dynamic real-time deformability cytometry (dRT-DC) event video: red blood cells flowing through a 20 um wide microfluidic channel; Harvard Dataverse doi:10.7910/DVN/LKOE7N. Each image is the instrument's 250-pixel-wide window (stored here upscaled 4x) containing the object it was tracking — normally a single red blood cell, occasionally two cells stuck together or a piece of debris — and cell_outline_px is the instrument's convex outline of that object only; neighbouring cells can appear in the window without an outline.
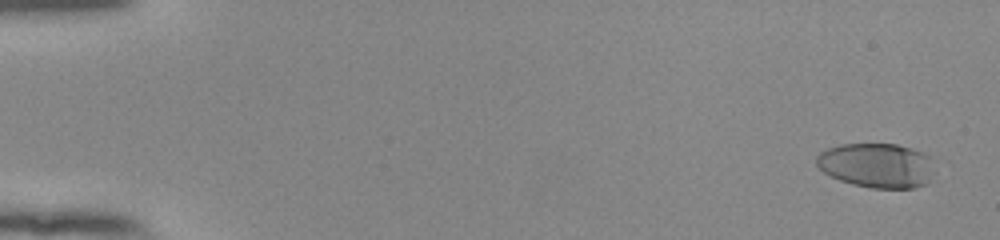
{"species": "human", "species_latin": "Homo sapiens", "temperature_condition": "room temperature", "stored_images_in_passage": 53, "camera_frame_rate_fps": 3000, "um_per_image_px": 0.085, "donor": {"sex": "female"}, "frame": {"image": 1, "passage_image": 1, "time_ms": 0.0, "image_size_px": [1000, 240], "cell_outline_px": [[928, 180], [924, 184], [912, 188], [872, 188], [852, 184], [840, 180], [824, 172], [816, 164], [816, 156], [820, 152], [828, 148], [840, 144], [896, 144], [920, 152], [928, 156]], "centroid_in_image_um": [74.4, 14.05], "position_along_channel_um": 10.6, "area_um2": 29.82}}
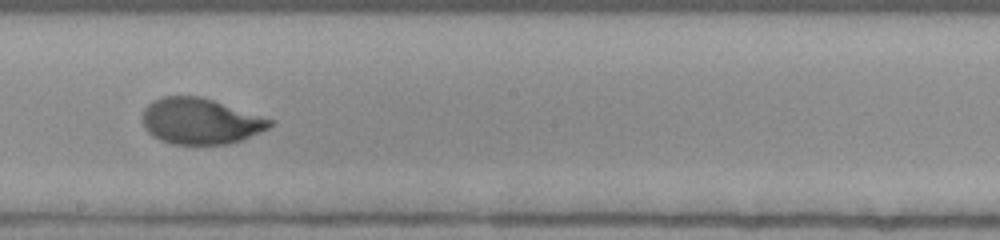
{"frame": {"image": 2, "passage_image": 31, "time_ms": 10.0, "image_size_px": [1000, 240], "cell_outline_px": [[272, 124], [268, 128], [260, 132], [240, 140], [228, 144], [172, 144], [160, 140], [152, 136], [144, 128], [140, 120], [140, 116], [144, 108], [152, 100], [160, 96], [200, 96], [272, 120]], "centroid_in_image_um": [16.92, 10.3], "position_along_channel_um": 231.3, "area_um2": 34.04}}
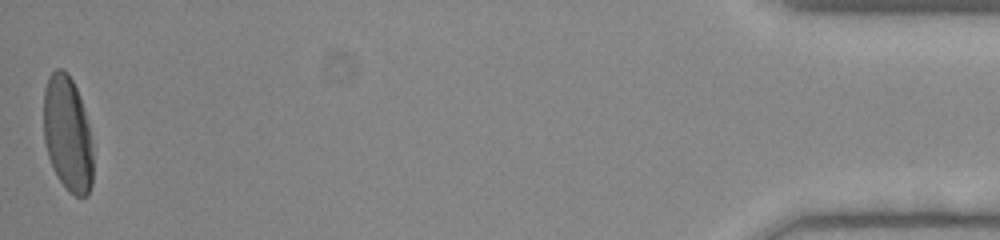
{"frame": {"image": 3, "passage_image": 53, "time_ms": 17.333, "image_size_px": [1000, 240], "cell_outline_px": [[92, 184], [88, 196], [76, 196], [68, 192], [56, 176], [48, 156], [44, 140], [44, 88], [48, 76], [56, 68], [64, 68], [68, 72], [80, 96], [88, 124], [92, 152]], "centroid_in_image_um": [5.73, 11.37], "position_along_channel_um": 429.5, "area_um2": 33.41}, "authors_computed_cell_mechanics": {"area_um2": 33.5818, "velocity_mm_per_s": 3.8835, "shape_relaxation_time_tau1_ms": 4.0261, "shape_relaxation_time_tau2_ms": null, "deformation_change_tau1": 0.2183, "deformation_change_tau2": null}}